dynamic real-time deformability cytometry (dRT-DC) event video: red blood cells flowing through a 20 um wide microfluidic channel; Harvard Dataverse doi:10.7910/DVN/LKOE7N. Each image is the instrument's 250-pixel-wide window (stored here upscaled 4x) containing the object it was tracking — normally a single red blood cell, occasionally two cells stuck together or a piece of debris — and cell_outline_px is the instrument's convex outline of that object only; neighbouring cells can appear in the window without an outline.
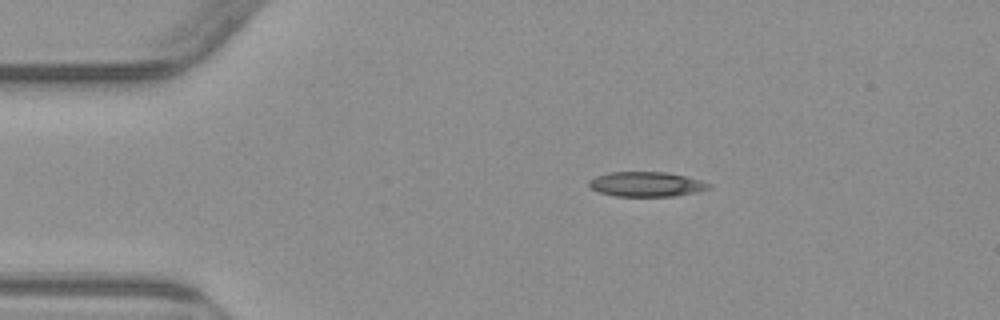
{"species": "common noctule bat (a hibernating species)", "species_latin": "Nyctalus noctula", "temperature_condition": "warm", "stored_images_in_passage": 4, "camera_frame_rate_fps": 3000, "um_per_image_px": 0.085, "animal": {"sex": "male", "body_mass_g": 23.1, "forearm_length_mm": 52.7}, "frame": {"image": 1, "passage_image": 4, "time_ms": 3.667, "image_size_px": [1000, 320], "cell_outline_px": [[712, 188], [696, 192], [676, 196], [616, 196], [600, 192], [588, 188], [588, 180], [596, 176], [608, 172], [664, 172], [684, 176], [700, 180], [712, 184]], "centroid_in_image_um": [54.92, 15.66], "position_along_channel_um": 30.1, "area_um2": 17.4}}